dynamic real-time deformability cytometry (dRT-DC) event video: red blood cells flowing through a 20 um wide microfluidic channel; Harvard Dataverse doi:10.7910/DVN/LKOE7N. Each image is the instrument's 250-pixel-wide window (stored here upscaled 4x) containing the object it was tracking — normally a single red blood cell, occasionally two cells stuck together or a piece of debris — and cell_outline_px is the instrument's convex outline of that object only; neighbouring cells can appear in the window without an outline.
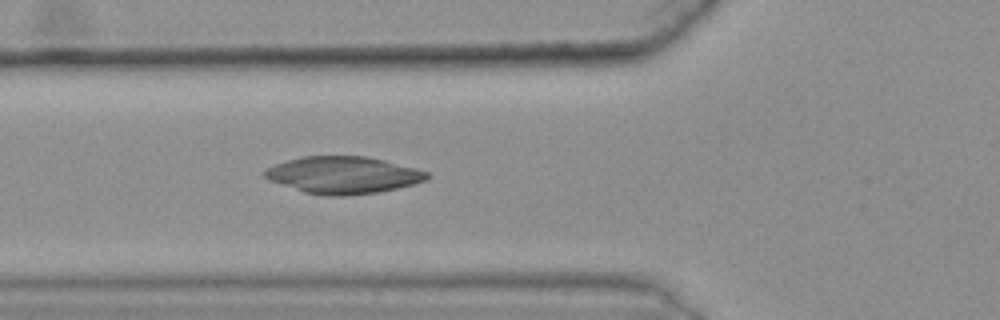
{"species": "common noctule bat (a hibernating species)", "species_latin": "Nyctalus noctula", "temperature_condition": "warm", "stored_images_in_passage": 43, "camera_frame_rate_fps": 3000, "um_per_image_px": 0.085, "animal": {"sex": "female", "body_mass_g": 25.1}, "frame": {"image": 1, "passage_image": 18, "time_ms": 5.667, "image_size_px": [1000, 320], "cell_outline_px": [[432, 176], [428, 180], [396, 188], [376, 192], [344, 196], [328, 196], [304, 192], [268, 180], [260, 172], [276, 164], [288, 160], [304, 156], [368, 156], [384, 160], [428, 172]], "centroid_in_image_um": [29.15, 14.88], "position_along_channel_um": 96.6, "area_um2": 34.91}}
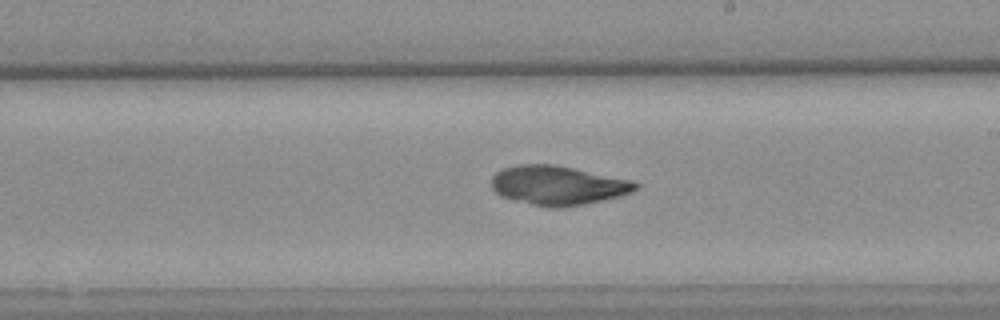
{"frame": {"image": 2, "passage_image": 30, "time_ms": 9.667, "image_size_px": [1000, 320], "cell_outline_px": [[640, 184], [632, 192], [620, 196], [584, 204], [560, 208], [548, 208], [500, 196], [492, 188], [492, 176], [496, 172], [504, 168], [520, 164], [556, 164], [632, 180]], "centroid_in_image_um": [47.43, 15.75], "position_along_channel_um": 241.6, "area_um2": 32.95}}
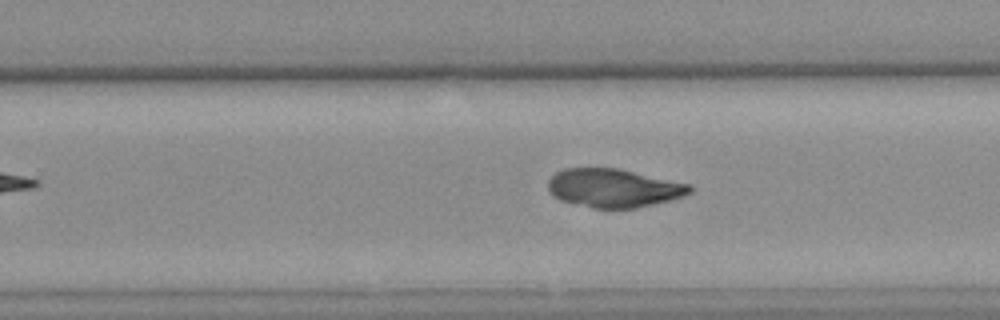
{"frame": {"image": 3, "passage_image": 33, "time_ms": 10.667, "image_size_px": [1000, 320], "cell_outline_px": [[692, 192], [684, 196], [636, 208], [592, 208], [560, 200], [552, 196], [548, 188], [548, 180], [556, 172], [564, 168], [616, 168], [692, 184]], "centroid_in_image_um": [52.15, 15.98], "position_along_channel_um": 277.7, "area_um2": 31.79}}